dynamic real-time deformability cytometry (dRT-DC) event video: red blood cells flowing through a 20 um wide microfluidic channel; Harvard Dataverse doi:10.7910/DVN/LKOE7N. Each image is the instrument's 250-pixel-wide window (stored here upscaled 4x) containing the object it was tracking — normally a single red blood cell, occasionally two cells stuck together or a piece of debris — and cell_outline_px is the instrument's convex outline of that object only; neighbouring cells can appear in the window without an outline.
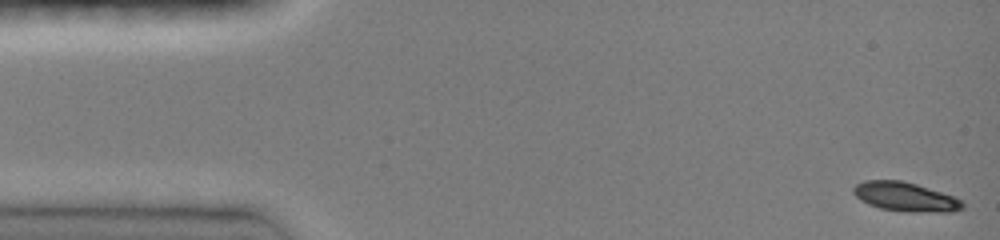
{"species": "common noctule bat (a hibernating species)", "species_latin": "Nyctalus noctula", "temperature_condition": "room temperature", "stored_images_in_passage": 47, "camera_frame_rate_fps": 3000, "um_per_image_px": 0.085, "animal": {"sex": "female", "body_mass_g": 19.0, "forearm_length_mm": 51.5}, "frame": {"image": 1, "passage_image": 1, "time_ms": 0.0, "image_size_px": [1000, 240], "cell_outline_px": [[964, 208], [952, 212], [908, 212], [880, 208], [868, 204], [860, 200], [852, 192], [852, 188], [856, 184], [864, 180], [900, 180], [916, 184], [952, 196], [960, 200], [964, 204]], "centroid_in_image_um": [76.92, 16.73], "position_along_channel_um": 8.1, "area_um2": 18.5}}
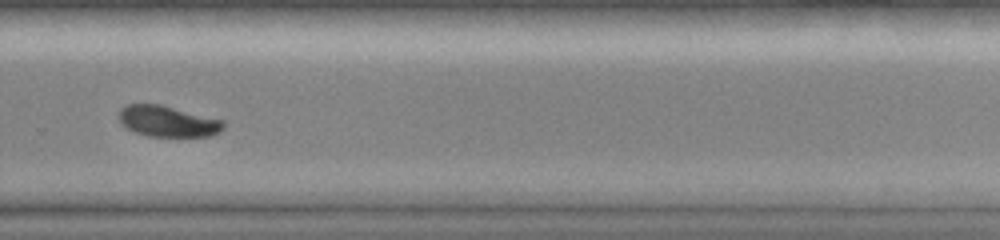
{"frame": {"image": 2, "passage_image": 33, "time_ms": 10.667, "image_size_px": [1000, 240], "cell_outline_px": [[224, 128], [220, 132], [212, 136], [148, 136], [136, 132], [128, 128], [120, 120], [120, 108], [128, 104], [160, 104], [224, 120]], "centroid_in_image_um": [14.31, 10.31], "position_along_channel_um": 315.5, "area_um2": 18.73}}
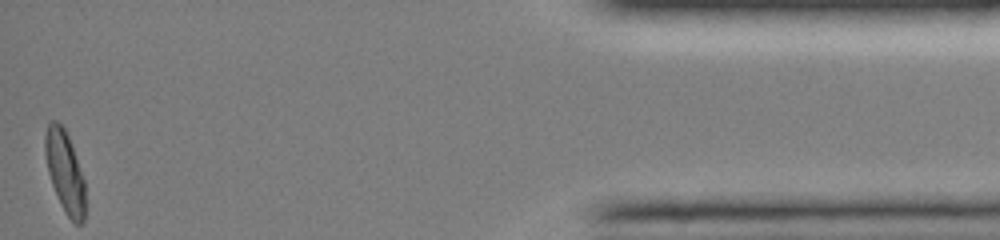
{"frame": {"image": 3, "passage_image": 47, "time_ms": 15.333, "image_size_px": [1000, 240], "cell_outline_px": [[84, 224], [76, 224], [64, 212], [60, 204], [52, 184], [48, 172], [44, 152], [44, 136], [48, 124], [52, 120], [56, 120], [64, 128], [68, 136], [84, 180]], "centroid_in_image_um": [5.49, 14.6], "position_along_channel_um": 429.7, "area_um2": 18.9}, "authors_computed_cell_mechanics": {"area_um2": 19.1318, "velocity_mm_per_s": 3.9996, "shape_relaxation_time_tau1_ms": 7.1982, "shape_relaxation_time_tau2_ms": null, "deformation_change_tau1": 0.2123, "deformation_change_tau2": null}}